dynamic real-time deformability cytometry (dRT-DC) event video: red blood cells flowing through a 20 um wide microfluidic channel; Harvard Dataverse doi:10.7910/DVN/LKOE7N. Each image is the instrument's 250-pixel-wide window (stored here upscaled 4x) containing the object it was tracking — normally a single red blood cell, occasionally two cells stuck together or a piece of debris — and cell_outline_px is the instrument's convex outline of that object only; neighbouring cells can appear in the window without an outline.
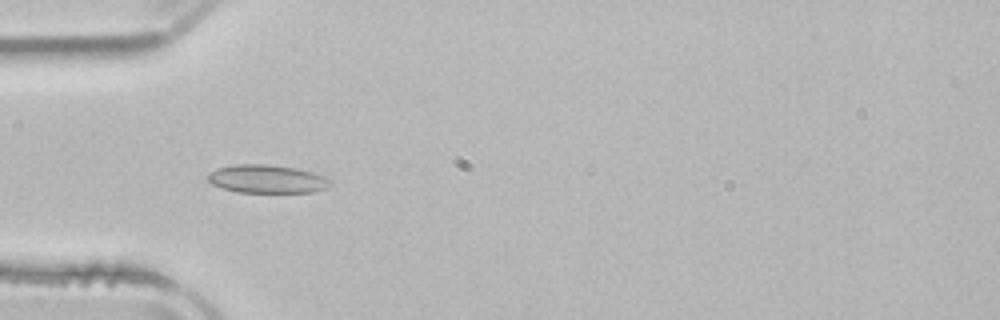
{"species": "common noctule bat (a hibernating species)", "species_latin": "Nyctalus noctula", "temperature_condition": "room temperature", "stored_images_in_passage": 5, "camera_frame_rate_fps": 3000, "um_per_image_px": 0.085, "animal": {"sex": "male", "body_mass_g": 21.5, "forearm_length_mm": 52.0}, "frame": {"image": 1, "passage_image": 4, "time_ms": 3.667, "image_size_px": [1000, 320], "cell_outline_px": [[332, 184], [324, 188], [312, 192], [236, 192], [212, 184], [204, 176], [208, 172], [216, 168], [236, 164], [268, 164], [296, 168], [312, 172], [324, 176], [332, 180]], "centroid_in_image_um": [22.66, 15.2], "position_along_channel_um": 62.3, "area_um2": 20.29}}
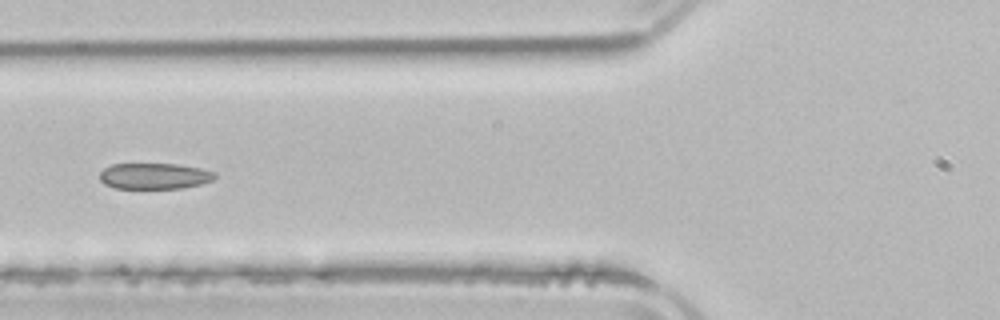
{"frame": {"image": 2, "passage_image": 5, "time_ms": 5.0, "image_size_px": [1000, 320], "cell_outline_px": [[216, 176], [212, 180], [200, 184], [180, 188], [116, 188], [104, 184], [100, 180], [100, 172], [104, 168], [112, 164], [176, 164], [200, 168], [216, 172]], "centroid_in_image_um": [13.11, 14.96], "position_along_channel_um": 112.7, "area_um2": 17.34}}